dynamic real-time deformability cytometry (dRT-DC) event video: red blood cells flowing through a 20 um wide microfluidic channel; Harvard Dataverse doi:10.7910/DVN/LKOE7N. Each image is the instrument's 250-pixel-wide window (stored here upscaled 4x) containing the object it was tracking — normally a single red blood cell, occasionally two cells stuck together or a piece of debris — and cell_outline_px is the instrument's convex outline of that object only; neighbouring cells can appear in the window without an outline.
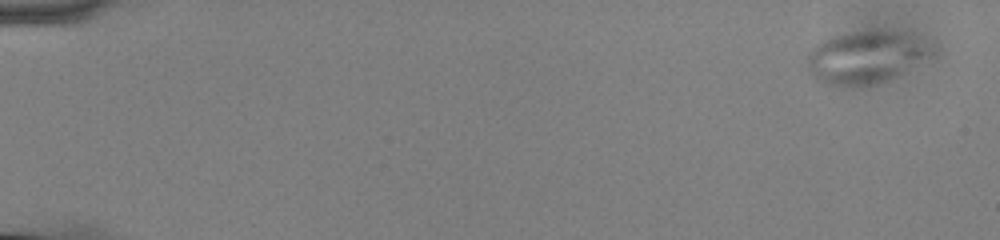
{"species": "common noctule bat (a hibernating species)", "species_latin": "Nyctalus noctula", "temperature_condition": "cold", "stored_images_in_passage": 57, "camera_frame_rate_fps": 3000, "um_per_image_px": 0.085, "animal": {"sex": "male", "body_mass_g": 13.0, "forearm_length_mm": 53.1}, "frame": {"image": 1, "passage_image": 3, "time_ms": 0.667, "image_size_px": [1000, 240], "cell_outline_px": [[924, 52], [892, 76], [884, 80], [868, 84], [828, 84], [816, 80], [808, 72], [808, 52], [816, 44], [832, 36], [856, 32], [896, 32], [912, 40]], "centroid_in_image_um": [73.18, 4.88], "position_along_channel_um": 11.8, "area_um2": 33.87}}
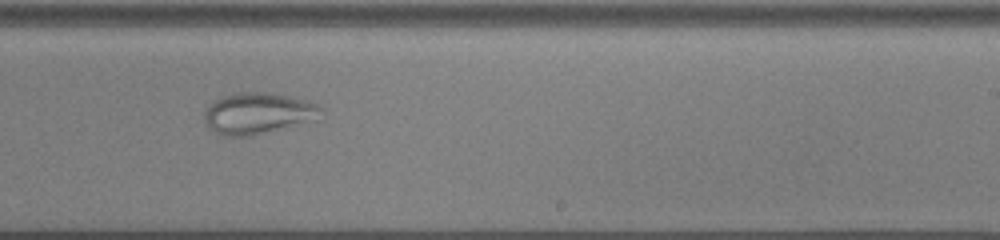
{"frame": {"image": 2, "passage_image": 37, "time_ms": 12.0, "image_size_px": [1000, 240], "cell_outline_px": [[324, 120], [252, 136], [224, 136], [208, 128], [204, 120], [204, 112], [220, 96], [236, 92], [272, 92], [308, 100], [320, 104], [324, 108]], "centroid_in_image_um": [22.08, 9.64], "position_along_channel_um": 266.9, "area_um2": 29.25}}
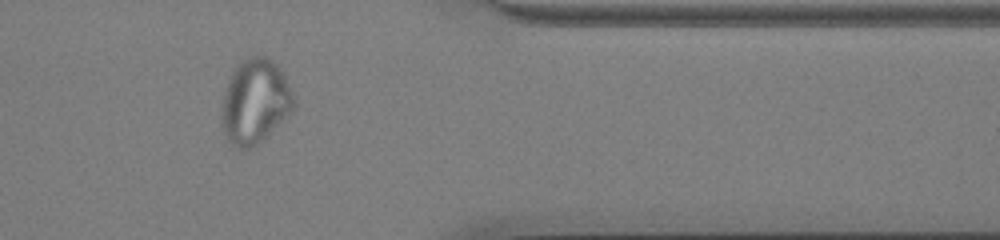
{"frame": {"image": 3, "passage_image": 48, "time_ms": 15.667, "image_size_px": [1000, 240], "cell_outline_px": [[296, 104], [292, 112], [256, 144], [248, 148], [236, 148], [228, 140], [224, 132], [224, 92], [228, 80], [232, 72], [244, 60], [252, 56], [264, 56], [272, 60], [276, 64], [284, 76], [292, 92]], "centroid_in_image_um": [21.71, 8.61], "position_along_channel_um": 389.7, "area_um2": 34.45}}